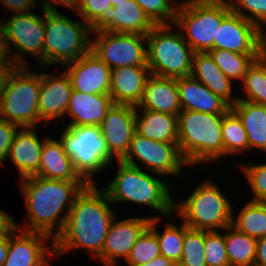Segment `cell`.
Listing matches in <instances>:
<instances>
[{
    "label": "cell",
    "mask_w": 266,
    "mask_h": 266,
    "mask_svg": "<svg viewBox=\"0 0 266 266\" xmlns=\"http://www.w3.org/2000/svg\"><path fill=\"white\" fill-rule=\"evenodd\" d=\"M265 45L266 34L232 10L223 18L214 40V49L241 54H260Z\"/></svg>",
    "instance_id": "obj_14"
},
{
    "label": "cell",
    "mask_w": 266,
    "mask_h": 266,
    "mask_svg": "<svg viewBox=\"0 0 266 266\" xmlns=\"http://www.w3.org/2000/svg\"><path fill=\"white\" fill-rule=\"evenodd\" d=\"M172 26L155 25L146 35L147 66L151 74L177 79L191 74L194 51Z\"/></svg>",
    "instance_id": "obj_5"
},
{
    "label": "cell",
    "mask_w": 266,
    "mask_h": 266,
    "mask_svg": "<svg viewBox=\"0 0 266 266\" xmlns=\"http://www.w3.org/2000/svg\"><path fill=\"white\" fill-rule=\"evenodd\" d=\"M42 16L29 11L13 14L8 21H4L9 42L17 49V52H12L17 66H25L20 52L38 56V64L44 66L45 12Z\"/></svg>",
    "instance_id": "obj_13"
},
{
    "label": "cell",
    "mask_w": 266,
    "mask_h": 266,
    "mask_svg": "<svg viewBox=\"0 0 266 266\" xmlns=\"http://www.w3.org/2000/svg\"><path fill=\"white\" fill-rule=\"evenodd\" d=\"M75 170L88 183L92 175L104 170L114 159L99 126H67L60 137Z\"/></svg>",
    "instance_id": "obj_10"
},
{
    "label": "cell",
    "mask_w": 266,
    "mask_h": 266,
    "mask_svg": "<svg viewBox=\"0 0 266 266\" xmlns=\"http://www.w3.org/2000/svg\"><path fill=\"white\" fill-rule=\"evenodd\" d=\"M134 156L151 172L159 175H179L186 164L180 154L178 143H167L145 138L135 132L127 154L121 159L124 163L138 167Z\"/></svg>",
    "instance_id": "obj_12"
},
{
    "label": "cell",
    "mask_w": 266,
    "mask_h": 266,
    "mask_svg": "<svg viewBox=\"0 0 266 266\" xmlns=\"http://www.w3.org/2000/svg\"><path fill=\"white\" fill-rule=\"evenodd\" d=\"M93 33L96 39L91 40V52L111 69L147 66V50L143 46L146 35L110 31Z\"/></svg>",
    "instance_id": "obj_11"
},
{
    "label": "cell",
    "mask_w": 266,
    "mask_h": 266,
    "mask_svg": "<svg viewBox=\"0 0 266 266\" xmlns=\"http://www.w3.org/2000/svg\"><path fill=\"white\" fill-rule=\"evenodd\" d=\"M11 68H0V100L4 91V86L7 80L9 73L11 72Z\"/></svg>",
    "instance_id": "obj_50"
},
{
    "label": "cell",
    "mask_w": 266,
    "mask_h": 266,
    "mask_svg": "<svg viewBox=\"0 0 266 266\" xmlns=\"http://www.w3.org/2000/svg\"><path fill=\"white\" fill-rule=\"evenodd\" d=\"M53 3L58 5H63L67 8L75 10L76 0H44L40 3L43 8V12H58Z\"/></svg>",
    "instance_id": "obj_47"
},
{
    "label": "cell",
    "mask_w": 266,
    "mask_h": 266,
    "mask_svg": "<svg viewBox=\"0 0 266 266\" xmlns=\"http://www.w3.org/2000/svg\"><path fill=\"white\" fill-rule=\"evenodd\" d=\"M231 225L237 230L259 239L266 236V202L249 201L237 215Z\"/></svg>",
    "instance_id": "obj_31"
},
{
    "label": "cell",
    "mask_w": 266,
    "mask_h": 266,
    "mask_svg": "<svg viewBox=\"0 0 266 266\" xmlns=\"http://www.w3.org/2000/svg\"><path fill=\"white\" fill-rule=\"evenodd\" d=\"M14 220L9 216V248L3 266H49L46 252L54 255L53 241L48 248L43 243L49 237L45 234L24 230L17 234L19 227Z\"/></svg>",
    "instance_id": "obj_15"
},
{
    "label": "cell",
    "mask_w": 266,
    "mask_h": 266,
    "mask_svg": "<svg viewBox=\"0 0 266 266\" xmlns=\"http://www.w3.org/2000/svg\"><path fill=\"white\" fill-rule=\"evenodd\" d=\"M160 255L157 235L148 227L131 248L126 262L128 266H140Z\"/></svg>",
    "instance_id": "obj_37"
},
{
    "label": "cell",
    "mask_w": 266,
    "mask_h": 266,
    "mask_svg": "<svg viewBox=\"0 0 266 266\" xmlns=\"http://www.w3.org/2000/svg\"><path fill=\"white\" fill-rule=\"evenodd\" d=\"M40 84V73L28 72L25 66L12 69L0 100V118L21 128L37 127Z\"/></svg>",
    "instance_id": "obj_9"
},
{
    "label": "cell",
    "mask_w": 266,
    "mask_h": 266,
    "mask_svg": "<svg viewBox=\"0 0 266 266\" xmlns=\"http://www.w3.org/2000/svg\"><path fill=\"white\" fill-rule=\"evenodd\" d=\"M10 215L5 214L3 210L0 209V225L9 217Z\"/></svg>",
    "instance_id": "obj_52"
},
{
    "label": "cell",
    "mask_w": 266,
    "mask_h": 266,
    "mask_svg": "<svg viewBox=\"0 0 266 266\" xmlns=\"http://www.w3.org/2000/svg\"><path fill=\"white\" fill-rule=\"evenodd\" d=\"M4 6L10 11H14V14L29 12L31 7L36 6V0H2Z\"/></svg>",
    "instance_id": "obj_46"
},
{
    "label": "cell",
    "mask_w": 266,
    "mask_h": 266,
    "mask_svg": "<svg viewBox=\"0 0 266 266\" xmlns=\"http://www.w3.org/2000/svg\"><path fill=\"white\" fill-rule=\"evenodd\" d=\"M35 127H23L17 130L8 155L22 176L21 179L39 175L40 158L44 141H40L35 133ZM42 142V143H41Z\"/></svg>",
    "instance_id": "obj_24"
},
{
    "label": "cell",
    "mask_w": 266,
    "mask_h": 266,
    "mask_svg": "<svg viewBox=\"0 0 266 266\" xmlns=\"http://www.w3.org/2000/svg\"><path fill=\"white\" fill-rule=\"evenodd\" d=\"M124 1H127V0H108V2H110L113 7L117 6L118 3H122Z\"/></svg>",
    "instance_id": "obj_53"
},
{
    "label": "cell",
    "mask_w": 266,
    "mask_h": 266,
    "mask_svg": "<svg viewBox=\"0 0 266 266\" xmlns=\"http://www.w3.org/2000/svg\"><path fill=\"white\" fill-rule=\"evenodd\" d=\"M110 94L72 91L66 114L72 116L67 126H99L113 105Z\"/></svg>",
    "instance_id": "obj_25"
},
{
    "label": "cell",
    "mask_w": 266,
    "mask_h": 266,
    "mask_svg": "<svg viewBox=\"0 0 266 266\" xmlns=\"http://www.w3.org/2000/svg\"><path fill=\"white\" fill-rule=\"evenodd\" d=\"M73 88L67 73L60 76L41 74L40 93L38 99L39 121H48L63 117L68 109Z\"/></svg>",
    "instance_id": "obj_20"
},
{
    "label": "cell",
    "mask_w": 266,
    "mask_h": 266,
    "mask_svg": "<svg viewBox=\"0 0 266 266\" xmlns=\"http://www.w3.org/2000/svg\"><path fill=\"white\" fill-rule=\"evenodd\" d=\"M254 266H266V236L257 239Z\"/></svg>",
    "instance_id": "obj_48"
},
{
    "label": "cell",
    "mask_w": 266,
    "mask_h": 266,
    "mask_svg": "<svg viewBox=\"0 0 266 266\" xmlns=\"http://www.w3.org/2000/svg\"><path fill=\"white\" fill-rule=\"evenodd\" d=\"M9 248V217L0 225V266L7 258Z\"/></svg>",
    "instance_id": "obj_45"
},
{
    "label": "cell",
    "mask_w": 266,
    "mask_h": 266,
    "mask_svg": "<svg viewBox=\"0 0 266 266\" xmlns=\"http://www.w3.org/2000/svg\"><path fill=\"white\" fill-rule=\"evenodd\" d=\"M222 138L225 157L249 150L247 132L241 119L231 108L223 116Z\"/></svg>",
    "instance_id": "obj_33"
},
{
    "label": "cell",
    "mask_w": 266,
    "mask_h": 266,
    "mask_svg": "<svg viewBox=\"0 0 266 266\" xmlns=\"http://www.w3.org/2000/svg\"><path fill=\"white\" fill-rule=\"evenodd\" d=\"M112 7L108 0H76L75 10L90 27Z\"/></svg>",
    "instance_id": "obj_42"
},
{
    "label": "cell",
    "mask_w": 266,
    "mask_h": 266,
    "mask_svg": "<svg viewBox=\"0 0 266 266\" xmlns=\"http://www.w3.org/2000/svg\"><path fill=\"white\" fill-rule=\"evenodd\" d=\"M51 180L85 181L75 170L59 140L47 138L42 146L39 175Z\"/></svg>",
    "instance_id": "obj_27"
},
{
    "label": "cell",
    "mask_w": 266,
    "mask_h": 266,
    "mask_svg": "<svg viewBox=\"0 0 266 266\" xmlns=\"http://www.w3.org/2000/svg\"><path fill=\"white\" fill-rule=\"evenodd\" d=\"M174 265L175 263L172 262L170 259H168L163 255H160L140 266H174Z\"/></svg>",
    "instance_id": "obj_49"
},
{
    "label": "cell",
    "mask_w": 266,
    "mask_h": 266,
    "mask_svg": "<svg viewBox=\"0 0 266 266\" xmlns=\"http://www.w3.org/2000/svg\"><path fill=\"white\" fill-rule=\"evenodd\" d=\"M231 109L241 119L247 132L249 149L266 151V106L246 100H238Z\"/></svg>",
    "instance_id": "obj_29"
},
{
    "label": "cell",
    "mask_w": 266,
    "mask_h": 266,
    "mask_svg": "<svg viewBox=\"0 0 266 266\" xmlns=\"http://www.w3.org/2000/svg\"><path fill=\"white\" fill-rule=\"evenodd\" d=\"M148 66H127L111 70L110 96L114 104L138 106L145 82L150 75Z\"/></svg>",
    "instance_id": "obj_22"
},
{
    "label": "cell",
    "mask_w": 266,
    "mask_h": 266,
    "mask_svg": "<svg viewBox=\"0 0 266 266\" xmlns=\"http://www.w3.org/2000/svg\"><path fill=\"white\" fill-rule=\"evenodd\" d=\"M230 11L228 0L180 3L173 26L182 32L194 52H208L214 49L218 29Z\"/></svg>",
    "instance_id": "obj_7"
},
{
    "label": "cell",
    "mask_w": 266,
    "mask_h": 266,
    "mask_svg": "<svg viewBox=\"0 0 266 266\" xmlns=\"http://www.w3.org/2000/svg\"><path fill=\"white\" fill-rule=\"evenodd\" d=\"M204 249V230L193 229L184 223L181 266H207Z\"/></svg>",
    "instance_id": "obj_36"
},
{
    "label": "cell",
    "mask_w": 266,
    "mask_h": 266,
    "mask_svg": "<svg viewBox=\"0 0 266 266\" xmlns=\"http://www.w3.org/2000/svg\"><path fill=\"white\" fill-rule=\"evenodd\" d=\"M204 249L207 266H230L226 253L225 233L204 230Z\"/></svg>",
    "instance_id": "obj_38"
},
{
    "label": "cell",
    "mask_w": 266,
    "mask_h": 266,
    "mask_svg": "<svg viewBox=\"0 0 266 266\" xmlns=\"http://www.w3.org/2000/svg\"><path fill=\"white\" fill-rule=\"evenodd\" d=\"M155 25L135 0H127L104 11L91 30L147 35Z\"/></svg>",
    "instance_id": "obj_18"
},
{
    "label": "cell",
    "mask_w": 266,
    "mask_h": 266,
    "mask_svg": "<svg viewBox=\"0 0 266 266\" xmlns=\"http://www.w3.org/2000/svg\"><path fill=\"white\" fill-rule=\"evenodd\" d=\"M151 217H133L111 222L101 254L97 257L104 266H116L117 257L126 260L131 248L141 234L149 227Z\"/></svg>",
    "instance_id": "obj_16"
},
{
    "label": "cell",
    "mask_w": 266,
    "mask_h": 266,
    "mask_svg": "<svg viewBox=\"0 0 266 266\" xmlns=\"http://www.w3.org/2000/svg\"><path fill=\"white\" fill-rule=\"evenodd\" d=\"M159 219L157 216L151 217L149 228L157 235L160 253L175 264H179L183 250L184 222L179 228L175 224H167L161 234L156 228Z\"/></svg>",
    "instance_id": "obj_34"
},
{
    "label": "cell",
    "mask_w": 266,
    "mask_h": 266,
    "mask_svg": "<svg viewBox=\"0 0 266 266\" xmlns=\"http://www.w3.org/2000/svg\"><path fill=\"white\" fill-rule=\"evenodd\" d=\"M135 108L178 116L182 109L176 79L150 74L145 82L142 100Z\"/></svg>",
    "instance_id": "obj_23"
},
{
    "label": "cell",
    "mask_w": 266,
    "mask_h": 266,
    "mask_svg": "<svg viewBox=\"0 0 266 266\" xmlns=\"http://www.w3.org/2000/svg\"><path fill=\"white\" fill-rule=\"evenodd\" d=\"M119 169L115 178L103 190L111 203L130 201L148 205L161 214L171 217L174 204L166 183L139 167L118 160Z\"/></svg>",
    "instance_id": "obj_4"
},
{
    "label": "cell",
    "mask_w": 266,
    "mask_h": 266,
    "mask_svg": "<svg viewBox=\"0 0 266 266\" xmlns=\"http://www.w3.org/2000/svg\"><path fill=\"white\" fill-rule=\"evenodd\" d=\"M190 1L199 2V1H210V0H187V1L185 0V1L181 2V3L190 2Z\"/></svg>",
    "instance_id": "obj_54"
},
{
    "label": "cell",
    "mask_w": 266,
    "mask_h": 266,
    "mask_svg": "<svg viewBox=\"0 0 266 266\" xmlns=\"http://www.w3.org/2000/svg\"><path fill=\"white\" fill-rule=\"evenodd\" d=\"M224 114L181 110L178 114V148L186 165L216 161L224 156Z\"/></svg>",
    "instance_id": "obj_3"
},
{
    "label": "cell",
    "mask_w": 266,
    "mask_h": 266,
    "mask_svg": "<svg viewBox=\"0 0 266 266\" xmlns=\"http://www.w3.org/2000/svg\"><path fill=\"white\" fill-rule=\"evenodd\" d=\"M179 102L182 110L210 114H225L231 106L193 76L177 78Z\"/></svg>",
    "instance_id": "obj_21"
},
{
    "label": "cell",
    "mask_w": 266,
    "mask_h": 266,
    "mask_svg": "<svg viewBox=\"0 0 266 266\" xmlns=\"http://www.w3.org/2000/svg\"><path fill=\"white\" fill-rule=\"evenodd\" d=\"M233 206L219 187L212 181H205L195 188L182 203L174 204V211L193 229L217 230L231 225Z\"/></svg>",
    "instance_id": "obj_8"
},
{
    "label": "cell",
    "mask_w": 266,
    "mask_h": 266,
    "mask_svg": "<svg viewBox=\"0 0 266 266\" xmlns=\"http://www.w3.org/2000/svg\"><path fill=\"white\" fill-rule=\"evenodd\" d=\"M136 109V132L145 138L178 143V117L159 111L143 109L139 117Z\"/></svg>",
    "instance_id": "obj_28"
},
{
    "label": "cell",
    "mask_w": 266,
    "mask_h": 266,
    "mask_svg": "<svg viewBox=\"0 0 266 266\" xmlns=\"http://www.w3.org/2000/svg\"><path fill=\"white\" fill-rule=\"evenodd\" d=\"M259 59L266 65V45L261 49Z\"/></svg>",
    "instance_id": "obj_51"
},
{
    "label": "cell",
    "mask_w": 266,
    "mask_h": 266,
    "mask_svg": "<svg viewBox=\"0 0 266 266\" xmlns=\"http://www.w3.org/2000/svg\"><path fill=\"white\" fill-rule=\"evenodd\" d=\"M65 65L73 90L87 94L110 93L112 69L91 51Z\"/></svg>",
    "instance_id": "obj_19"
},
{
    "label": "cell",
    "mask_w": 266,
    "mask_h": 266,
    "mask_svg": "<svg viewBox=\"0 0 266 266\" xmlns=\"http://www.w3.org/2000/svg\"><path fill=\"white\" fill-rule=\"evenodd\" d=\"M220 70L231 80L243 81L247 68L260 54H241L224 49L208 51Z\"/></svg>",
    "instance_id": "obj_32"
},
{
    "label": "cell",
    "mask_w": 266,
    "mask_h": 266,
    "mask_svg": "<svg viewBox=\"0 0 266 266\" xmlns=\"http://www.w3.org/2000/svg\"><path fill=\"white\" fill-rule=\"evenodd\" d=\"M10 42L7 34V30L4 22L0 21V68H11L14 69L18 67L11 55Z\"/></svg>",
    "instance_id": "obj_44"
},
{
    "label": "cell",
    "mask_w": 266,
    "mask_h": 266,
    "mask_svg": "<svg viewBox=\"0 0 266 266\" xmlns=\"http://www.w3.org/2000/svg\"><path fill=\"white\" fill-rule=\"evenodd\" d=\"M242 82L248 98L239 100L266 106V65L259 58L247 68Z\"/></svg>",
    "instance_id": "obj_35"
},
{
    "label": "cell",
    "mask_w": 266,
    "mask_h": 266,
    "mask_svg": "<svg viewBox=\"0 0 266 266\" xmlns=\"http://www.w3.org/2000/svg\"><path fill=\"white\" fill-rule=\"evenodd\" d=\"M248 182L253 190L254 197L251 201L266 202V163L242 166Z\"/></svg>",
    "instance_id": "obj_41"
},
{
    "label": "cell",
    "mask_w": 266,
    "mask_h": 266,
    "mask_svg": "<svg viewBox=\"0 0 266 266\" xmlns=\"http://www.w3.org/2000/svg\"><path fill=\"white\" fill-rule=\"evenodd\" d=\"M144 10L148 17L156 24L175 23L176 13L179 4H173V0H135ZM171 1V2H170ZM170 22V23H169Z\"/></svg>",
    "instance_id": "obj_39"
},
{
    "label": "cell",
    "mask_w": 266,
    "mask_h": 266,
    "mask_svg": "<svg viewBox=\"0 0 266 266\" xmlns=\"http://www.w3.org/2000/svg\"><path fill=\"white\" fill-rule=\"evenodd\" d=\"M190 75L230 106L239 100V97H232L231 79L224 75L208 52H194Z\"/></svg>",
    "instance_id": "obj_26"
},
{
    "label": "cell",
    "mask_w": 266,
    "mask_h": 266,
    "mask_svg": "<svg viewBox=\"0 0 266 266\" xmlns=\"http://www.w3.org/2000/svg\"><path fill=\"white\" fill-rule=\"evenodd\" d=\"M234 1V0H233ZM228 0L230 9L242 16L243 18L251 21L261 31H263L262 24L266 23V0H235L234 2ZM236 2V3H235ZM249 11L245 13L242 9Z\"/></svg>",
    "instance_id": "obj_40"
},
{
    "label": "cell",
    "mask_w": 266,
    "mask_h": 266,
    "mask_svg": "<svg viewBox=\"0 0 266 266\" xmlns=\"http://www.w3.org/2000/svg\"><path fill=\"white\" fill-rule=\"evenodd\" d=\"M225 230V246L230 266H254L257 239L229 225Z\"/></svg>",
    "instance_id": "obj_30"
},
{
    "label": "cell",
    "mask_w": 266,
    "mask_h": 266,
    "mask_svg": "<svg viewBox=\"0 0 266 266\" xmlns=\"http://www.w3.org/2000/svg\"><path fill=\"white\" fill-rule=\"evenodd\" d=\"M20 128L14 123H11L3 118H0V164L7 158L9 148L13 142L14 136Z\"/></svg>",
    "instance_id": "obj_43"
},
{
    "label": "cell",
    "mask_w": 266,
    "mask_h": 266,
    "mask_svg": "<svg viewBox=\"0 0 266 266\" xmlns=\"http://www.w3.org/2000/svg\"><path fill=\"white\" fill-rule=\"evenodd\" d=\"M84 22L73 21L59 12H45V66L65 65L91 51V27Z\"/></svg>",
    "instance_id": "obj_6"
},
{
    "label": "cell",
    "mask_w": 266,
    "mask_h": 266,
    "mask_svg": "<svg viewBox=\"0 0 266 266\" xmlns=\"http://www.w3.org/2000/svg\"><path fill=\"white\" fill-rule=\"evenodd\" d=\"M99 127L110 154L121 160L136 132L135 106L113 104Z\"/></svg>",
    "instance_id": "obj_17"
},
{
    "label": "cell",
    "mask_w": 266,
    "mask_h": 266,
    "mask_svg": "<svg viewBox=\"0 0 266 266\" xmlns=\"http://www.w3.org/2000/svg\"><path fill=\"white\" fill-rule=\"evenodd\" d=\"M106 192L88 184L75 197L62 232L53 240L54 256L76 248L101 254L109 226L116 217Z\"/></svg>",
    "instance_id": "obj_1"
},
{
    "label": "cell",
    "mask_w": 266,
    "mask_h": 266,
    "mask_svg": "<svg viewBox=\"0 0 266 266\" xmlns=\"http://www.w3.org/2000/svg\"><path fill=\"white\" fill-rule=\"evenodd\" d=\"M20 180L30 221V225L25 226L23 230L52 236L54 240L63 230L75 197L88 183L86 181L51 180L37 175ZM67 202L69 205L67 211H64V205ZM61 212L65 214L58 218Z\"/></svg>",
    "instance_id": "obj_2"
}]
</instances>
